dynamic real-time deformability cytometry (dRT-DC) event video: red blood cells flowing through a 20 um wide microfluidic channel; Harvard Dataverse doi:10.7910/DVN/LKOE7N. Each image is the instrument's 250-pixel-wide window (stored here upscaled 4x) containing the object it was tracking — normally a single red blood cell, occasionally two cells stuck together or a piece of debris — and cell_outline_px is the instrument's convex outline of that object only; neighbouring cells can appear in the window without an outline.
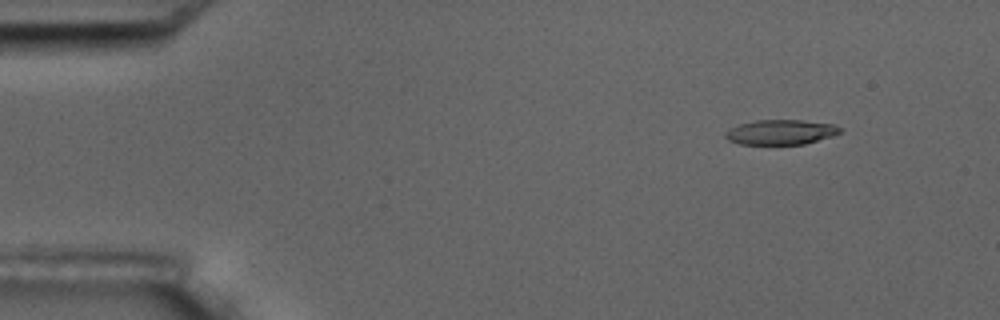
{"species": "common noctule bat (a hibernating species)", "species_latin": "Nyctalus noctula", "temperature_condition": "room temperature", "stored_images_in_passage": 3, "camera_frame_rate_fps": 3000, "um_per_image_px": 0.085, "animal": {"sex": "male", "body_mass_g": 17.5, "forearm_length_mm": 52.3}, "frame": {"image": 1, "passage_image": 1, "time_ms": 0.0, "image_size_px": [1000, 320], "cell_outline_px": [[840, 132], [832, 136], [804, 144], [740, 144], [728, 140], [724, 136], [724, 132], [740, 124], [756, 120], [804, 120], [836, 124], [840, 128]], "centroid_in_image_um": [66.37, 11.23], "position_along_channel_um": 18.6, "area_um2": 16.59}}
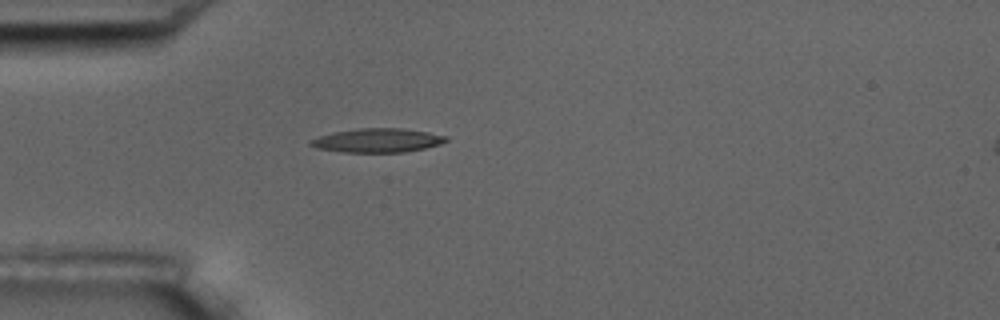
{"frame": {"image": 2, "passage_image": 3, "time_ms": 3.333, "image_size_px": [1000, 320], "cell_outline_px": [[448, 140], [440, 144], [424, 148], [404, 152], [344, 152], [316, 148], [308, 144], [308, 140], [332, 132], [360, 128], [400, 128], [428, 132], [448, 136]], "centroid_in_image_um": [32.06, 11.93], "position_along_channel_um": 52.9, "area_um2": 18.9}}